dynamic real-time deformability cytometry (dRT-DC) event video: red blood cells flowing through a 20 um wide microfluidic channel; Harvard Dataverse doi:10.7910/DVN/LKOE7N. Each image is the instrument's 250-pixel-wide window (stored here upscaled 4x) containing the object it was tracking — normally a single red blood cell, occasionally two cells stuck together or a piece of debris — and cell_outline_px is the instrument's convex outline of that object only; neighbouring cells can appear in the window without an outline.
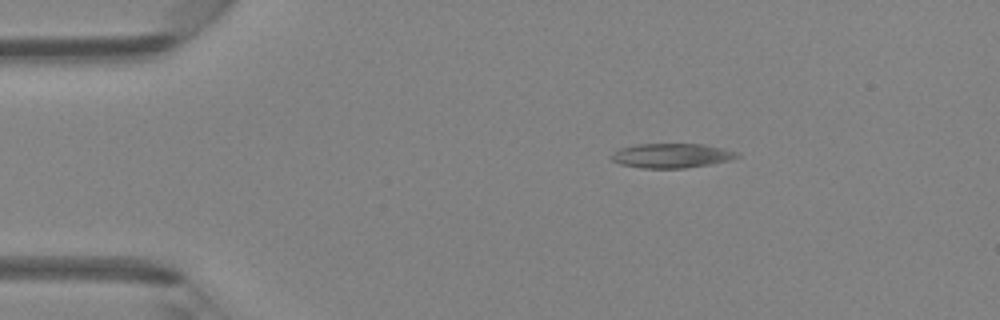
{"species": "Egyptian fruit bat (a non-hibernating species)", "species_latin": "Rousettus aegyptiacus", "temperature_condition": "room temperature", "stored_images_in_passage": 4, "camera_frame_rate_fps": 3000, "um_per_image_px": 0.085, "animal": {"sex": "female"}, "frame": {"image": 1, "passage_image": 2, "time_ms": 1.333, "image_size_px": [1000, 320], "cell_outline_px": [[740, 156], [728, 160], [708, 164], [684, 168], [644, 168], [620, 164], [612, 160], [608, 156], [620, 148], [636, 144], [704, 144], [736, 152]], "centroid_in_image_um": [57.01, 13.22], "position_along_channel_um": 28.0, "area_um2": 17.69}}
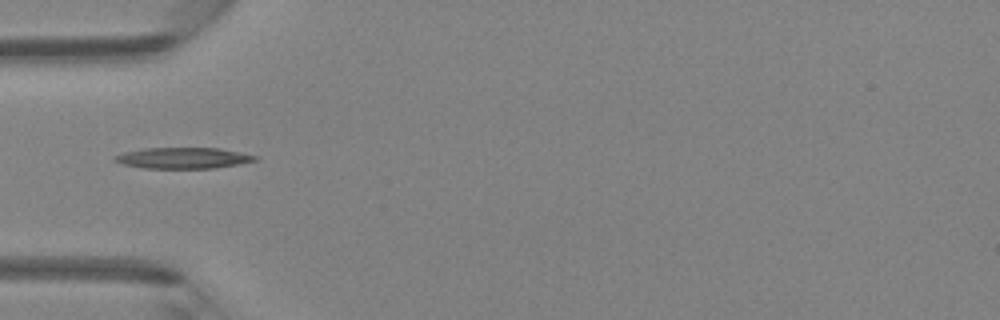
{"frame": {"image": 2, "passage_image": 4, "time_ms": 3.667, "image_size_px": [1000, 320], "cell_outline_px": [[256, 160], [240, 164], [216, 168], [144, 168], [124, 164], [112, 160], [112, 156], [124, 152], [144, 148], [216, 148], [256, 156]], "centroid_in_image_um": [15.49, 13.43], "position_along_channel_um": 69.5, "area_um2": 16.99}}